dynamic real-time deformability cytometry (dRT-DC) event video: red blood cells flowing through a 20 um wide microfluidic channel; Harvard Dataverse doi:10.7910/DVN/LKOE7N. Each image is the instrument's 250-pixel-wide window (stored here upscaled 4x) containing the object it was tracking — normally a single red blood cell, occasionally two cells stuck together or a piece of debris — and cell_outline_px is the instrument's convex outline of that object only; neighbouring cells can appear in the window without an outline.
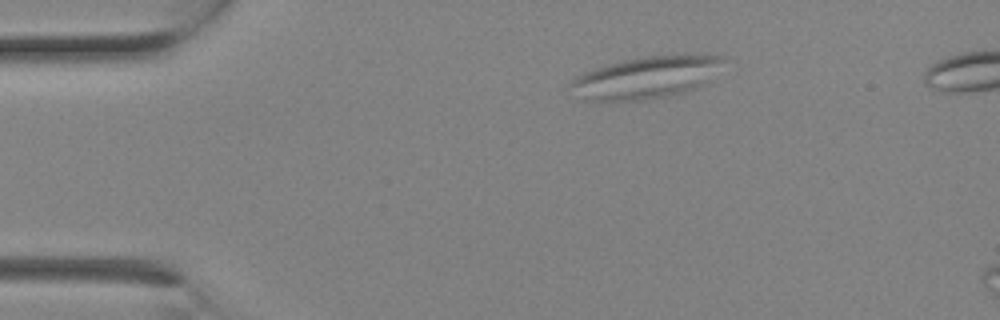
{"species": "Egyptian fruit bat (a non-hibernating species)", "species_latin": "Rousettus aegyptiacus", "temperature_condition": "room temperature", "stored_images_in_passage": 2, "camera_frame_rate_fps": 3000, "um_per_image_px": 0.085, "animal": {"sex": "female"}, "frame": {"image": 1, "passage_image": 1, "time_ms": 0.0, "image_size_px": [1000, 320], "cell_outline_px": [[724, 60], [704, 84], [696, 88], [684, 92], [668, 96], [644, 100], [584, 100], [568, 84], [576, 76], [584, 72], [608, 64], [624, 60], [648, 56], [704, 52], [724, 56]], "centroid_in_image_um": [54.99, 6.55], "position_along_channel_um": 30.0, "area_um2": 37.45}}